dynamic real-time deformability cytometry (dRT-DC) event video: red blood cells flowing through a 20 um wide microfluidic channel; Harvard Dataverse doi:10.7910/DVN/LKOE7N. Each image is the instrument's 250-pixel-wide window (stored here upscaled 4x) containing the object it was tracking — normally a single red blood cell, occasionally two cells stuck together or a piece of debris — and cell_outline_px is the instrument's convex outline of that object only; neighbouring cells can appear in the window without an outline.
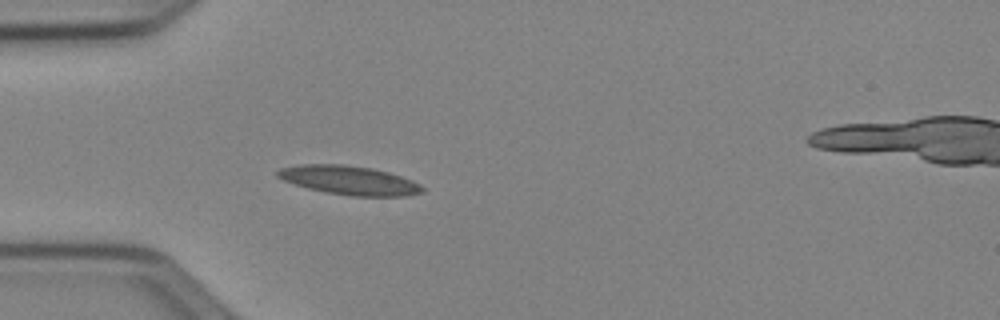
{"species": "Egyptian fruit bat (a non-hibernating species)", "species_latin": "Rousettus aegyptiacus", "temperature_condition": "cold", "stored_images_in_passage": 38, "segment_of_instrument_passage": [1, 2], "camera_frame_rate_fps": 3000, "um_per_image_px": 0.085, "animal": {"sex": "female"}, "frame": {"image": 1, "passage_image": 1, "time_ms": 0.0, "image_size_px": [1000, 320], "cell_outline_px": [[424, 192], [408, 196], [352, 196], [324, 192], [308, 188], [284, 180], [276, 176], [276, 172], [280, 168], [300, 164], [344, 164], [372, 168], [388, 172], [412, 180], [420, 184], [424, 188]], "centroid_in_image_um": [29.7, 15.32], "position_along_channel_um": 55.3, "area_um2": 24.45}}
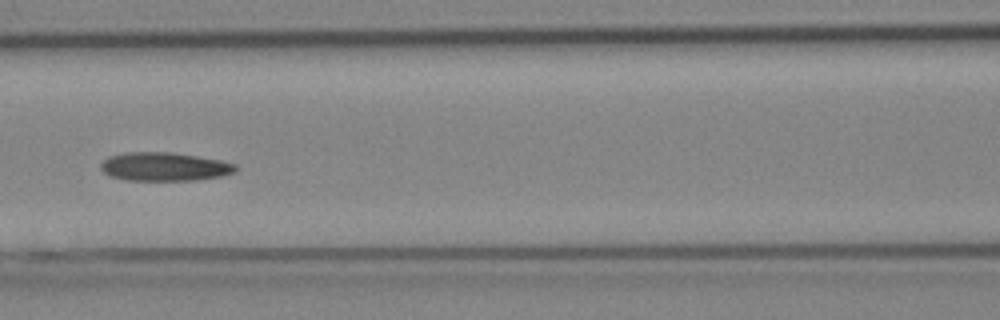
{"frame": {"image": 2, "passage_image": 9, "time_ms": 2.667, "image_size_px": [1000, 320], "cell_outline_px": [[236, 172], [220, 176], [196, 180], [124, 180], [108, 176], [100, 168], [100, 164], [108, 156], [124, 152], [172, 152], [220, 160], [236, 164]], "centroid_in_image_um": [13.93, 14.16], "position_along_channel_um": 152.7, "area_um2": 22.54}}
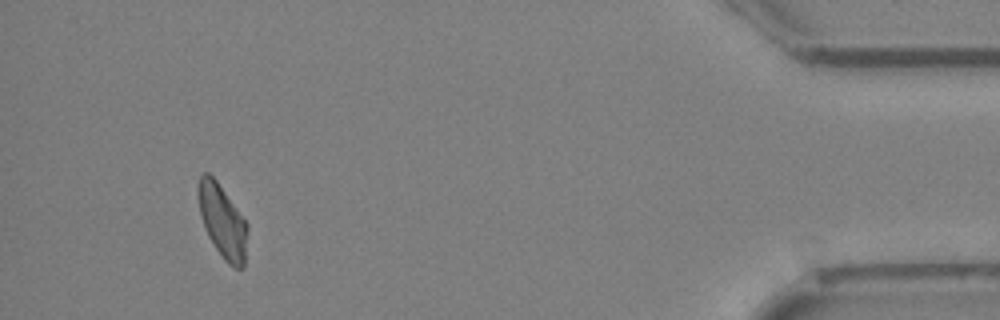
{"frame": {"image": 3, "passage_image": 34, "time_ms": 11.0, "image_size_px": [1000, 320], "cell_outline_px": [[248, 228], [244, 268], [236, 268], [228, 264], [224, 260], [208, 236], [204, 228], [200, 216], [196, 188], [196, 184], [200, 176], [204, 172], [208, 172], [216, 180], [244, 220]], "centroid_in_image_um": [18.87, 18.8], "position_along_channel_um": 416.3, "area_um2": 20.92}}